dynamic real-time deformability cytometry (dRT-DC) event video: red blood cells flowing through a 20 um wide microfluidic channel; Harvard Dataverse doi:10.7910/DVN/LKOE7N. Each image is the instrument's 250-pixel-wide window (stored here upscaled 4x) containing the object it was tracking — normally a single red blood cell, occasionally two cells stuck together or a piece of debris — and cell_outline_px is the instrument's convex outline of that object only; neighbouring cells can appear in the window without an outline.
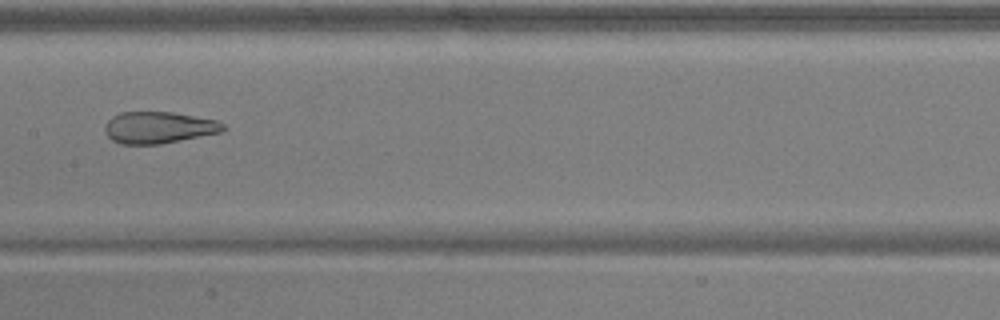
{"species": "common noctule bat (a hibernating species)", "species_latin": "Nyctalus noctula", "temperature_condition": "warm", "stored_images_in_passage": 52, "camera_frame_rate_fps": 3000, "um_per_image_px": 0.085, "animal": {"sex": "male", "body_mass_g": 17.9, "forearm_length_mm": 54.2}, "frame": {"image": 1, "passage_image": 27, "time_ms": 8.667, "image_size_px": [1000, 320], "cell_outline_px": [[228, 128], [224, 132], [160, 144], [120, 144], [112, 140], [104, 132], [104, 124], [112, 116], [120, 112], [172, 112], [216, 120], [224, 124]], "centroid_in_image_um": [13.49, 10.84], "position_along_channel_um": 193.9, "area_um2": 22.08}}
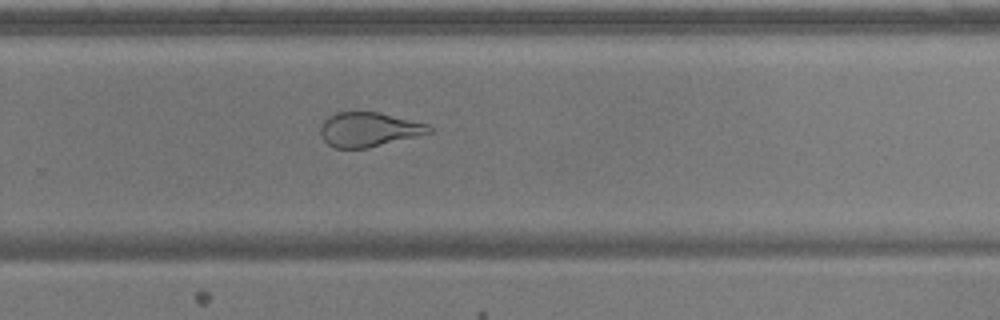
{"frame": {"image": 2, "passage_image": 35, "time_ms": 11.333, "image_size_px": [1000, 320], "cell_outline_px": [[432, 132], [368, 148], [336, 148], [328, 144], [320, 136], [320, 124], [328, 116], [336, 112], [380, 112], [428, 124], [432, 128]], "centroid_in_image_um": [31.31, 11.0], "position_along_channel_um": 298.5, "area_um2": 21.79}}
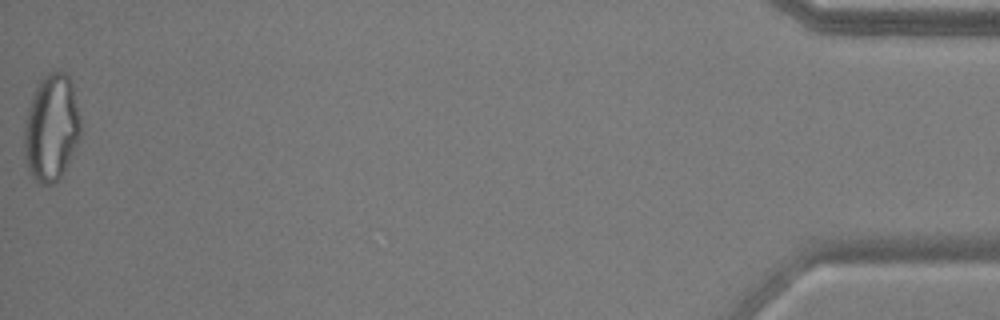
{"frame": {"image": 3, "passage_image": 52, "time_ms": 17.0, "image_size_px": [1000, 320], "cell_outline_px": [[80, 136], [76, 148], [60, 176], [52, 184], [40, 184], [28, 172], [24, 156], [24, 128], [28, 108], [32, 96], [40, 80], [48, 72], [64, 72], [72, 80], [80, 116]], "centroid_in_image_um": [4.37, 10.86], "position_along_channel_um": 430.8, "area_um2": 35.14}, "authors_computed_cell_mechanics": {"area_um2": 28.7844, "velocity_mm_per_s": 3.9388, "shape_relaxation_time_tau1_ms": null, "shape_relaxation_time_tau2_ms": 1.4319, "deformation_change_tau1": null, "deformation_change_tau2": 0.1012}}